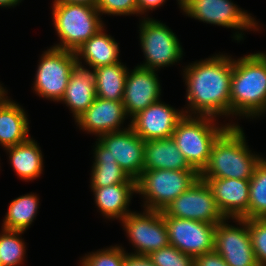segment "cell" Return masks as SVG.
I'll use <instances>...</instances> for the list:
<instances>
[{
  "label": "cell",
  "mask_w": 266,
  "mask_h": 266,
  "mask_svg": "<svg viewBox=\"0 0 266 266\" xmlns=\"http://www.w3.org/2000/svg\"><path fill=\"white\" fill-rule=\"evenodd\" d=\"M232 70L233 59L225 54L187 65L183 76L189 107L184 114L229 116Z\"/></svg>",
  "instance_id": "6da1fadb"
},
{
  "label": "cell",
  "mask_w": 266,
  "mask_h": 266,
  "mask_svg": "<svg viewBox=\"0 0 266 266\" xmlns=\"http://www.w3.org/2000/svg\"><path fill=\"white\" fill-rule=\"evenodd\" d=\"M266 112V53L233 59L230 114L255 118Z\"/></svg>",
  "instance_id": "7a4b0ae2"
},
{
  "label": "cell",
  "mask_w": 266,
  "mask_h": 266,
  "mask_svg": "<svg viewBox=\"0 0 266 266\" xmlns=\"http://www.w3.org/2000/svg\"><path fill=\"white\" fill-rule=\"evenodd\" d=\"M245 139L240 126H229L214 142L200 178L250 179L263 157L253 154Z\"/></svg>",
  "instance_id": "3957f363"
},
{
  "label": "cell",
  "mask_w": 266,
  "mask_h": 266,
  "mask_svg": "<svg viewBox=\"0 0 266 266\" xmlns=\"http://www.w3.org/2000/svg\"><path fill=\"white\" fill-rule=\"evenodd\" d=\"M214 120L210 116L184 115L172 135L180 152L199 174L208 164L214 142L229 126H235L227 123L219 127Z\"/></svg>",
  "instance_id": "277c9868"
},
{
  "label": "cell",
  "mask_w": 266,
  "mask_h": 266,
  "mask_svg": "<svg viewBox=\"0 0 266 266\" xmlns=\"http://www.w3.org/2000/svg\"><path fill=\"white\" fill-rule=\"evenodd\" d=\"M54 28L60 43L55 48L76 52L104 27L96 7L82 4L53 3Z\"/></svg>",
  "instance_id": "5b68a950"
},
{
  "label": "cell",
  "mask_w": 266,
  "mask_h": 266,
  "mask_svg": "<svg viewBox=\"0 0 266 266\" xmlns=\"http://www.w3.org/2000/svg\"><path fill=\"white\" fill-rule=\"evenodd\" d=\"M199 177L196 170H145L136 180V190L145 197L144 210L163 211Z\"/></svg>",
  "instance_id": "8992f818"
},
{
  "label": "cell",
  "mask_w": 266,
  "mask_h": 266,
  "mask_svg": "<svg viewBox=\"0 0 266 266\" xmlns=\"http://www.w3.org/2000/svg\"><path fill=\"white\" fill-rule=\"evenodd\" d=\"M140 44L146 62L139 67L157 71L181 60L183 50L171 29L160 21L144 18L140 23Z\"/></svg>",
  "instance_id": "52a82bcc"
},
{
  "label": "cell",
  "mask_w": 266,
  "mask_h": 266,
  "mask_svg": "<svg viewBox=\"0 0 266 266\" xmlns=\"http://www.w3.org/2000/svg\"><path fill=\"white\" fill-rule=\"evenodd\" d=\"M94 156L111 157L129 175L137 180L144 165L145 141L128 125L124 130L100 135Z\"/></svg>",
  "instance_id": "ba28073f"
},
{
  "label": "cell",
  "mask_w": 266,
  "mask_h": 266,
  "mask_svg": "<svg viewBox=\"0 0 266 266\" xmlns=\"http://www.w3.org/2000/svg\"><path fill=\"white\" fill-rule=\"evenodd\" d=\"M76 61V54L73 51L55 47L45 51L36 71L33 86L36 94L61 102Z\"/></svg>",
  "instance_id": "9c48e42d"
},
{
  "label": "cell",
  "mask_w": 266,
  "mask_h": 266,
  "mask_svg": "<svg viewBox=\"0 0 266 266\" xmlns=\"http://www.w3.org/2000/svg\"><path fill=\"white\" fill-rule=\"evenodd\" d=\"M178 4L186 15L204 23L240 31L258 30L255 18L242 11L231 0H178Z\"/></svg>",
  "instance_id": "30bf717a"
},
{
  "label": "cell",
  "mask_w": 266,
  "mask_h": 266,
  "mask_svg": "<svg viewBox=\"0 0 266 266\" xmlns=\"http://www.w3.org/2000/svg\"><path fill=\"white\" fill-rule=\"evenodd\" d=\"M163 212L167 216L215 225L225 219L216 205L209 185L200 177L187 191L168 204Z\"/></svg>",
  "instance_id": "8fae6325"
},
{
  "label": "cell",
  "mask_w": 266,
  "mask_h": 266,
  "mask_svg": "<svg viewBox=\"0 0 266 266\" xmlns=\"http://www.w3.org/2000/svg\"><path fill=\"white\" fill-rule=\"evenodd\" d=\"M121 221L136 248L132 254L148 256L170 245L162 211L145 210L142 214L131 212Z\"/></svg>",
  "instance_id": "7c38bea8"
},
{
  "label": "cell",
  "mask_w": 266,
  "mask_h": 266,
  "mask_svg": "<svg viewBox=\"0 0 266 266\" xmlns=\"http://www.w3.org/2000/svg\"><path fill=\"white\" fill-rule=\"evenodd\" d=\"M162 215L170 245L194 258L214 250L215 224Z\"/></svg>",
  "instance_id": "4fadbf2b"
},
{
  "label": "cell",
  "mask_w": 266,
  "mask_h": 266,
  "mask_svg": "<svg viewBox=\"0 0 266 266\" xmlns=\"http://www.w3.org/2000/svg\"><path fill=\"white\" fill-rule=\"evenodd\" d=\"M226 220L216 225L214 250L228 266H258L251 245L248 219H235L240 227L229 225Z\"/></svg>",
  "instance_id": "5bb4252c"
},
{
  "label": "cell",
  "mask_w": 266,
  "mask_h": 266,
  "mask_svg": "<svg viewBox=\"0 0 266 266\" xmlns=\"http://www.w3.org/2000/svg\"><path fill=\"white\" fill-rule=\"evenodd\" d=\"M184 115L183 109L158 101L132 117L130 127L144 141L169 138Z\"/></svg>",
  "instance_id": "9a60e30c"
},
{
  "label": "cell",
  "mask_w": 266,
  "mask_h": 266,
  "mask_svg": "<svg viewBox=\"0 0 266 266\" xmlns=\"http://www.w3.org/2000/svg\"><path fill=\"white\" fill-rule=\"evenodd\" d=\"M161 86L155 70L136 66L127 72L123 105L127 117H134L148 106L160 101Z\"/></svg>",
  "instance_id": "2e32d148"
},
{
  "label": "cell",
  "mask_w": 266,
  "mask_h": 266,
  "mask_svg": "<svg viewBox=\"0 0 266 266\" xmlns=\"http://www.w3.org/2000/svg\"><path fill=\"white\" fill-rule=\"evenodd\" d=\"M204 181L226 219H248L249 179L210 178Z\"/></svg>",
  "instance_id": "e0dca14e"
},
{
  "label": "cell",
  "mask_w": 266,
  "mask_h": 266,
  "mask_svg": "<svg viewBox=\"0 0 266 266\" xmlns=\"http://www.w3.org/2000/svg\"><path fill=\"white\" fill-rule=\"evenodd\" d=\"M127 114L122 101L96 97L93 104L75 122L80 129L100 135L124 130L122 126ZM120 128V129H119Z\"/></svg>",
  "instance_id": "ac0fdd59"
},
{
  "label": "cell",
  "mask_w": 266,
  "mask_h": 266,
  "mask_svg": "<svg viewBox=\"0 0 266 266\" xmlns=\"http://www.w3.org/2000/svg\"><path fill=\"white\" fill-rule=\"evenodd\" d=\"M95 98L94 69L90 71L82 66L81 61H76L61 101L67 104L76 120L93 104Z\"/></svg>",
  "instance_id": "d6986e66"
},
{
  "label": "cell",
  "mask_w": 266,
  "mask_h": 266,
  "mask_svg": "<svg viewBox=\"0 0 266 266\" xmlns=\"http://www.w3.org/2000/svg\"><path fill=\"white\" fill-rule=\"evenodd\" d=\"M6 94L0 99V144L5 149L30 138L29 120L24 109L15 101L8 99Z\"/></svg>",
  "instance_id": "ffe728a7"
},
{
  "label": "cell",
  "mask_w": 266,
  "mask_h": 266,
  "mask_svg": "<svg viewBox=\"0 0 266 266\" xmlns=\"http://www.w3.org/2000/svg\"><path fill=\"white\" fill-rule=\"evenodd\" d=\"M154 169L195 170L172 137L145 141L143 171Z\"/></svg>",
  "instance_id": "44dd1931"
},
{
  "label": "cell",
  "mask_w": 266,
  "mask_h": 266,
  "mask_svg": "<svg viewBox=\"0 0 266 266\" xmlns=\"http://www.w3.org/2000/svg\"><path fill=\"white\" fill-rule=\"evenodd\" d=\"M95 203L106 218L122 220L131 211L127 210L131 196L137 193L136 183H120L102 188H91Z\"/></svg>",
  "instance_id": "7402d4cb"
},
{
  "label": "cell",
  "mask_w": 266,
  "mask_h": 266,
  "mask_svg": "<svg viewBox=\"0 0 266 266\" xmlns=\"http://www.w3.org/2000/svg\"><path fill=\"white\" fill-rule=\"evenodd\" d=\"M103 30L104 27L75 52L77 61L84 59L92 69L120 62L118 43Z\"/></svg>",
  "instance_id": "603a6c76"
},
{
  "label": "cell",
  "mask_w": 266,
  "mask_h": 266,
  "mask_svg": "<svg viewBox=\"0 0 266 266\" xmlns=\"http://www.w3.org/2000/svg\"><path fill=\"white\" fill-rule=\"evenodd\" d=\"M10 163L16 174L23 180H33L40 177L43 171V156L39 145L29 138L18 145L8 147Z\"/></svg>",
  "instance_id": "cb8c5ba5"
},
{
  "label": "cell",
  "mask_w": 266,
  "mask_h": 266,
  "mask_svg": "<svg viewBox=\"0 0 266 266\" xmlns=\"http://www.w3.org/2000/svg\"><path fill=\"white\" fill-rule=\"evenodd\" d=\"M128 71L121 62L95 68L96 97L122 101Z\"/></svg>",
  "instance_id": "d4e9b609"
},
{
  "label": "cell",
  "mask_w": 266,
  "mask_h": 266,
  "mask_svg": "<svg viewBox=\"0 0 266 266\" xmlns=\"http://www.w3.org/2000/svg\"><path fill=\"white\" fill-rule=\"evenodd\" d=\"M39 198L33 193L22 195L10 204L3 220L2 228L7 230L26 231L36 217Z\"/></svg>",
  "instance_id": "484cf974"
},
{
  "label": "cell",
  "mask_w": 266,
  "mask_h": 266,
  "mask_svg": "<svg viewBox=\"0 0 266 266\" xmlns=\"http://www.w3.org/2000/svg\"><path fill=\"white\" fill-rule=\"evenodd\" d=\"M91 173V188H102L120 183H136V180L111 157L95 156Z\"/></svg>",
  "instance_id": "4316f807"
},
{
  "label": "cell",
  "mask_w": 266,
  "mask_h": 266,
  "mask_svg": "<svg viewBox=\"0 0 266 266\" xmlns=\"http://www.w3.org/2000/svg\"><path fill=\"white\" fill-rule=\"evenodd\" d=\"M248 219H266V159L257 164L249 179Z\"/></svg>",
  "instance_id": "83f0119b"
},
{
  "label": "cell",
  "mask_w": 266,
  "mask_h": 266,
  "mask_svg": "<svg viewBox=\"0 0 266 266\" xmlns=\"http://www.w3.org/2000/svg\"><path fill=\"white\" fill-rule=\"evenodd\" d=\"M23 231L7 230L2 228L0 233V260L1 266H18L23 263L25 243L20 239Z\"/></svg>",
  "instance_id": "f1b7e54d"
},
{
  "label": "cell",
  "mask_w": 266,
  "mask_h": 266,
  "mask_svg": "<svg viewBox=\"0 0 266 266\" xmlns=\"http://www.w3.org/2000/svg\"><path fill=\"white\" fill-rule=\"evenodd\" d=\"M155 266H195V258L172 245L163 247L148 255Z\"/></svg>",
  "instance_id": "f546056e"
},
{
  "label": "cell",
  "mask_w": 266,
  "mask_h": 266,
  "mask_svg": "<svg viewBox=\"0 0 266 266\" xmlns=\"http://www.w3.org/2000/svg\"><path fill=\"white\" fill-rule=\"evenodd\" d=\"M124 248L122 246H110L103 250L86 254L80 261V266H123Z\"/></svg>",
  "instance_id": "4dcf8cb0"
},
{
  "label": "cell",
  "mask_w": 266,
  "mask_h": 266,
  "mask_svg": "<svg viewBox=\"0 0 266 266\" xmlns=\"http://www.w3.org/2000/svg\"><path fill=\"white\" fill-rule=\"evenodd\" d=\"M251 245L258 266H266V219H248Z\"/></svg>",
  "instance_id": "1f68e13d"
},
{
  "label": "cell",
  "mask_w": 266,
  "mask_h": 266,
  "mask_svg": "<svg viewBox=\"0 0 266 266\" xmlns=\"http://www.w3.org/2000/svg\"><path fill=\"white\" fill-rule=\"evenodd\" d=\"M96 8L102 15L138 14L137 0H98Z\"/></svg>",
  "instance_id": "d6a6232c"
},
{
  "label": "cell",
  "mask_w": 266,
  "mask_h": 266,
  "mask_svg": "<svg viewBox=\"0 0 266 266\" xmlns=\"http://www.w3.org/2000/svg\"><path fill=\"white\" fill-rule=\"evenodd\" d=\"M195 266H228V264L215 250H212L195 257Z\"/></svg>",
  "instance_id": "836d02e7"
},
{
  "label": "cell",
  "mask_w": 266,
  "mask_h": 266,
  "mask_svg": "<svg viewBox=\"0 0 266 266\" xmlns=\"http://www.w3.org/2000/svg\"><path fill=\"white\" fill-rule=\"evenodd\" d=\"M123 266H155L147 255L125 253Z\"/></svg>",
  "instance_id": "e575fe53"
},
{
  "label": "cell",
  "mask_w": 266,
  "mask_h": 266,
  "mask_svg": "<svg viewBox=\"0 0 266 266\" xmlns=\"http://www.w3.org/2000/svg\"><path fill=\"white\" fill-rule=\"evenodd\" d=\"M165 0H137L138 14H144L148 10L156 9L163 5Z\"/></svg>",
  "instance_id": "d590c367"
},
{
  "label": "cell",
  "mask_w": 266,
  "mask_h": 266,
  "mask_svg": "<svg viewBox=\"0 0 266 266\" xmlns=\"http://www.w3.org/2000/svg\"><path fill=\"white\" fill-rule=\"evenodd\" d=\"M98 0H54L53 3L82 4L96 7Z\"/></svg>",
  "instance_id": "8d00e7d4"
},
{
  "label": "cell",
  "mask_w": 266,
  "mask_h": 266,
  "mask_svg": "<svg viewBox=\"0 0 266 266\" xmlns=\"http://www.w3.org/2000/svg\"><path fill=\"white\" fill-rule=\"evenodd\" d=\"M22 0H0L1 7H14L19 4Z\"/></svg>",
  "instance_id": "74e56055"
},
{
  "label": "cell",
  "mask_w": 266,
  "mask_h": 266,
  "mask_svg": "<svg viewBox=\"0 0 266 266\" xmlns=\"http://www.w3.org/2000/svg\"><path fill=\"white\" fill-rule=\"evenodd\" d=\"M5 93H7L6 89L0 85V99Z\"/></svg>",
  "instance_id": "f35d334b"
}]
</instances>
